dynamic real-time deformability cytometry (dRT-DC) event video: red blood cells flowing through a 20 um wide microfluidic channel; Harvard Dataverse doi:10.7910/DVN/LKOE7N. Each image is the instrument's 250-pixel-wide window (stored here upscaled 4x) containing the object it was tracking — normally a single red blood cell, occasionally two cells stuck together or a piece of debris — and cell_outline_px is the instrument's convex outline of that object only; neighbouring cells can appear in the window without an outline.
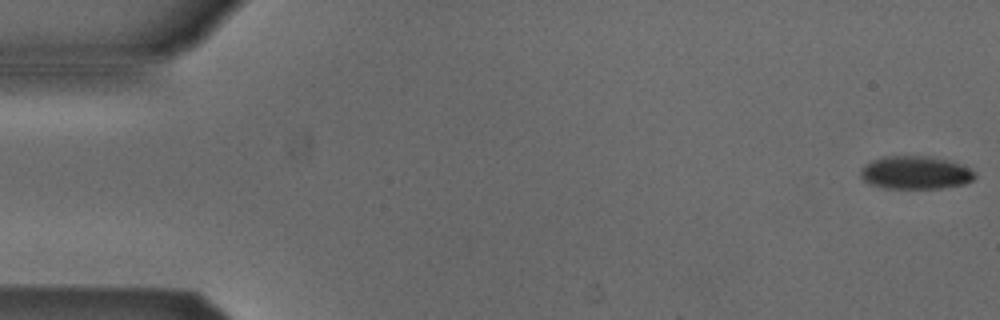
{"species": "Egyptian fruit bat (a non-hibernating species)", "species_latin": "Rousettus aegyptiacus", "temperature_condition": "cold", "stored_images_in_passage": 50, "camera_frame_rate_fps": 3000, "um_per_image_px": 0.085, "animal": {"sex": "male"}, "frame": {"image": 1, "passage_image": 1, "time_ms": 0.0, "image_size_px": [1000, 320], "cell_outline_px": [[976, 176], [972, 180], [964, 184], [944, 188], [884, 188], [868, 184], [860, 176], [860, 168], [864, 164], [872, 160], [884, 156], [928, 156], [952, 160], [976, 172]], "centroid_in_image_um": [77.8, 14.67], "position_along_channel_um": 7.2, "area_um2": 22.31}}
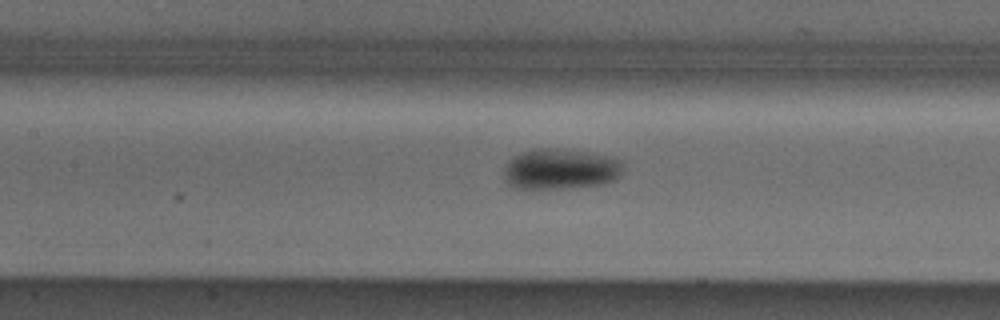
{"frame": {"image": 2, "passage_image": 24, "time_ms": 7.667, "image_size_px": [1000, 320], "cell_outline_px": [[624, 168], [620, 176], [616, 180], [604, 184], [564, 188], [516, 188], [508, 184], [504, 180], [504, 168], [508, 160], [512, 156], [520, 152], [532, 148], [548, 148], [588, 152], [612, 156], [620, 160], [624, 164]], "centroid_in_image_um": [47.65, 14.36], "position_along_channel_um": 159.8, "area_um2": 28.67}}
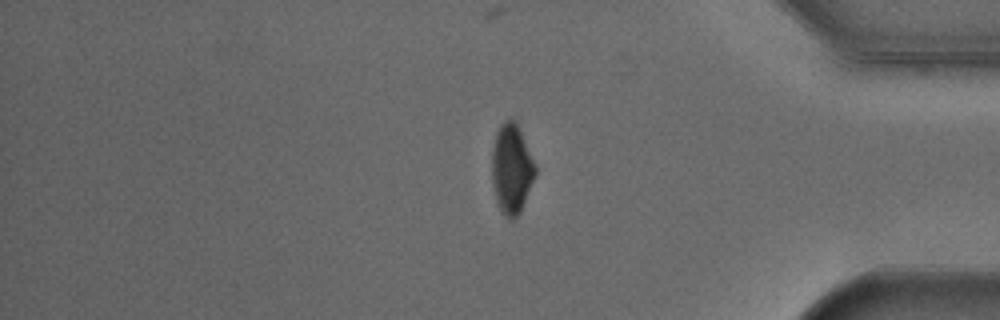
{"frame": {"image": 3, "passage_image": 44, "time_ms": 14.333, "image_size_px": [1000, 320], "cell_outline_px": [[536, 176], [520, 212], [512, 220], [508, 220], [504, 216], [496, 200], [492, 180], [492, 148], [496, 132], [500, 124], [508, 116], [516, 124], [536, 164]], "centroid_in_image_um": [43.48, 14.36], "position_along_channel_um": 391.7, "area_um2": 22.66}}